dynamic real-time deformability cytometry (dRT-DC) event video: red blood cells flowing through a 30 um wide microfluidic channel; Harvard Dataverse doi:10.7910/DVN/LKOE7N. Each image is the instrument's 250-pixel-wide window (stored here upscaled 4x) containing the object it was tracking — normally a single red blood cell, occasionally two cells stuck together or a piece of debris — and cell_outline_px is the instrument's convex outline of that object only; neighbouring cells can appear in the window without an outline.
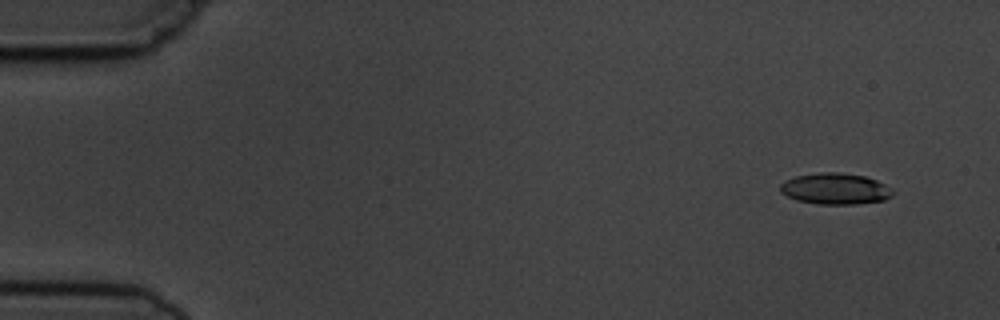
{"species": "common noctule bat (a hibernating species)", "species_latin": "Nyctalus noctula", "temperature_condition": "cold", "stored_images_in_passage": 10, "camera_frame_rate_fps": 3000, "um_per_image_px": 0.085, "animal": {"sex": "male", "body_mass_g": 19.5, "forearm_length_mm": 54.6}, "frame": {"image": 1, "passage_image": 1, "time_ms": 0.0, "image_size_px": [1000, 320], "cell_outline_px": [[896, 192], [892, 196], [884, 200], [856, 204], [816, 204], [796, 200], [780, 192], [780, 184], [784, 180], [796, 176], [820, 172], [840, 172], [864, 176], [876, 180], [892, 188]], "centroid_in_image_um": [71.0, 16.04], "position_along_channel_um": 14.0, "area_um2": 20.63}}
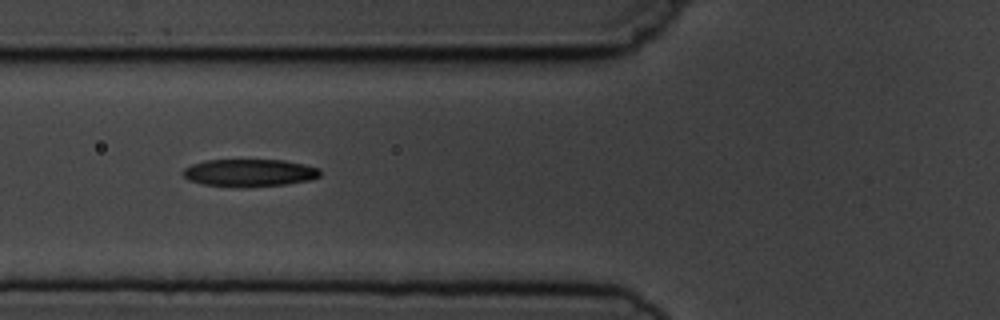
{"frame": {"image": 2, "passage_image": 6, "time_ms": 5.667, "image_size_px": [1000, 320], "cell_outline_px": [[320, 176], [308, 180], [284, 184], [244, 188], [240, 188], [204, 184], [188, 180], [180, 172], [184, 168], [192, 164], [204, 160], [284, 160], [304, 164], [320, 168]], "centroid_in_image_um": [21.17, 14.69], "position_along_channel_um": 104.6, "area_um2": 22.14}}
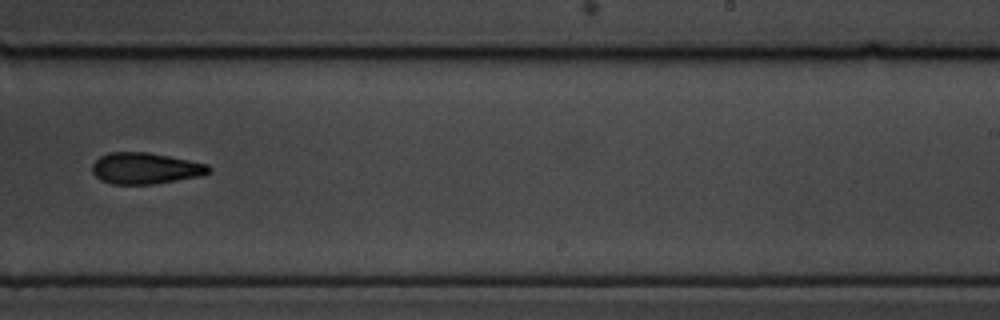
{"frame": {"image": 3, "passage_image": 10, "time_ms": 10.333, "image_size_px": [1000, 320], "cell_outline_px": [[212, 172], [200, 176], [152, 184], [112, 184], [100, 180], [92, 172], [92, 164], [100, 156], [108, 152], [148, 152], [208, 164], [212, 168]], "centroid_in_image_um": [12.35, 14.3], "position_along_channel_um": 276.6, "area_um2": 21.27}}